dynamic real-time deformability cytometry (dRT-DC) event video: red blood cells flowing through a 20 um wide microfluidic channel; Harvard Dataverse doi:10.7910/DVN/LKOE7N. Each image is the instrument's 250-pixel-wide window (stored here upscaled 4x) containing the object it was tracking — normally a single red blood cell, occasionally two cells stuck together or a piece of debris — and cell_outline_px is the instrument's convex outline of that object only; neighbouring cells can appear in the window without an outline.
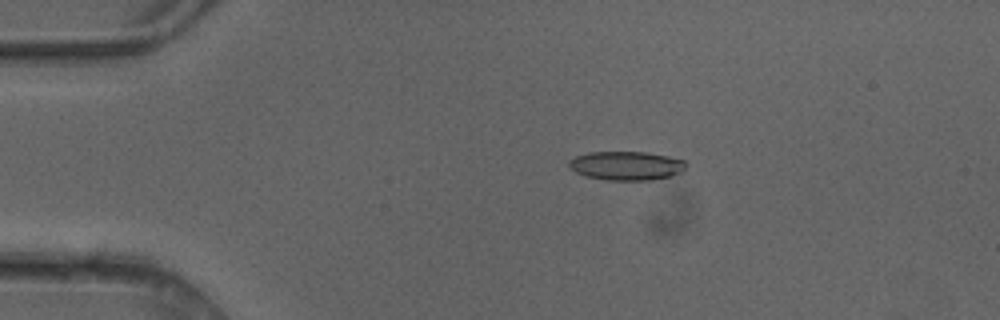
{"species": "common noctule bat (a hibernating species)", "species_latin": "Nyctalus noctula", "temperature_condition": "cold", "stored_images_in_passage": 6, "camera_frame_rate_fps": 3000, "um_per_image_px": 0.085, "animal": {"sex": "female"}, "frame": {"image": 1, "passage_image": 3, "time_ms": 0.667, "image_size_px": [1000, 320], "cell_outline_px": [[688, 164], [680, 172], [668, 176], [648, 180], [608, 180], [588, 176], [576, 172], [568, 164], [568, 160], [576, 156], [588, 152], [644, 152], [668, 156], [684, 160]], "centroid_in_image_um": [53.23, 14.07], "position_along_channel_um": 31.8, "area_um2": 19.42}}
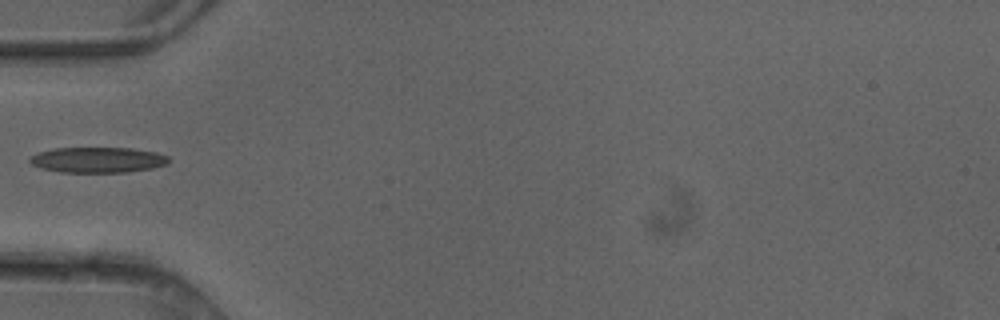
{"frame": {"image": 2, "passage_image": 5, "time_ms": 1.333, "image_size_px": [1000, 320], "cell_outline_px": [[168, 164], [152, 168], [128, 172], [60, 172], [40, 168], [32, 164], [28, 160], [32, 156], [40, 152], [56, 148], [132, 148], [156, 152], [168, 156]], "centroid_in_image_um": [8.33, 13.59], "position_along_channel_um": 76.7, "area_um2": 20.58}}
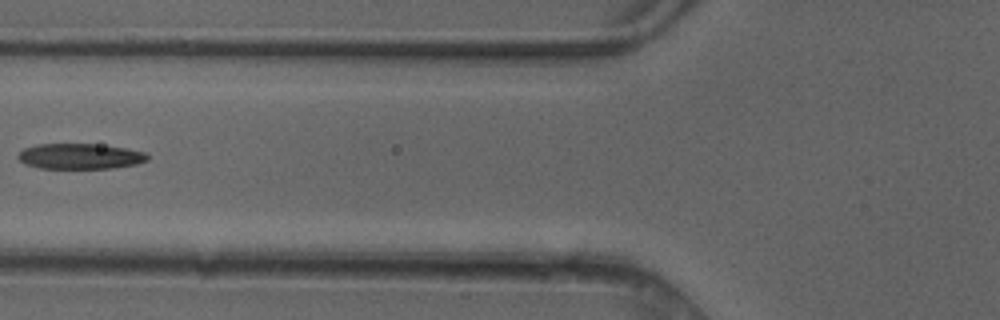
{"frame": {"image": 3, "passage_image": 6, "time_ms": 1.667, "image_size_px": [1000, 320], "cell_outline_px": [[148, 160], [136, 164], [112, 168], [40, 168], [24, 164], [16, 156], [24, 148], [36, 144], [96, 144], [124, 148], [148, 152]], "centroid_in_image_um": [6.8, 13.28], "position_along_channel_um": 119.0, "area_um2": 19.25}}